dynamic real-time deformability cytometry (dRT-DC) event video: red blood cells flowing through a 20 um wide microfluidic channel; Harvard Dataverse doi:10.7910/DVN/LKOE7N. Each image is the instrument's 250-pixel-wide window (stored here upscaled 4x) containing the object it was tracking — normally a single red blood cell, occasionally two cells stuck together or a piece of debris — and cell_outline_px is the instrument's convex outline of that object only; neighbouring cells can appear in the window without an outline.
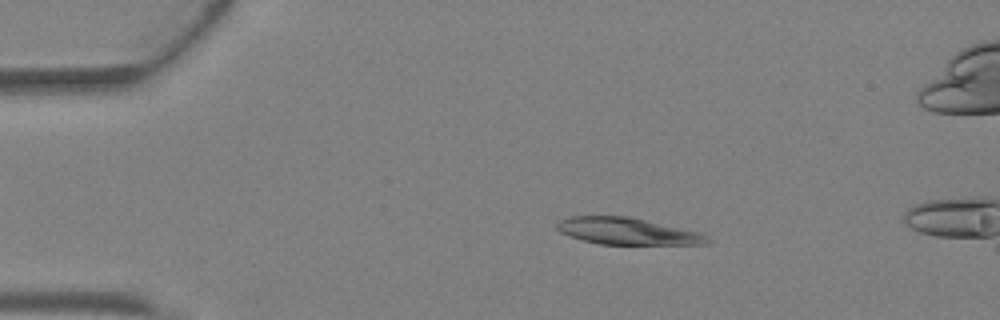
{"species": "Egyptian fruit bat (a non-hibernating species)", "species_latin": "Rousettus aegyptiacus", "temperature_condition": "warm", "stored_images_in_passage": 3, "camera_frame_rate_fps": 3000, "um_per_image_px": 0.085, "animal": {"sex": "female"}, "frame": {"image": 1, "passage_image": 1, "time_ms": 0.0, "image_size_px": [1000, 320], "cell_outline_px": [[712, 244], [600, 244], [568, 236], [560, 232], [556, 228], [556, 224], [560, 220], [572, 216], [628, 216], [700, 232], [708, 236], [712, 240]], "centroid_in_image_um": [53.35, 19.65], "position_along_channel_um": 31.6, "area_um2": 23.47}}